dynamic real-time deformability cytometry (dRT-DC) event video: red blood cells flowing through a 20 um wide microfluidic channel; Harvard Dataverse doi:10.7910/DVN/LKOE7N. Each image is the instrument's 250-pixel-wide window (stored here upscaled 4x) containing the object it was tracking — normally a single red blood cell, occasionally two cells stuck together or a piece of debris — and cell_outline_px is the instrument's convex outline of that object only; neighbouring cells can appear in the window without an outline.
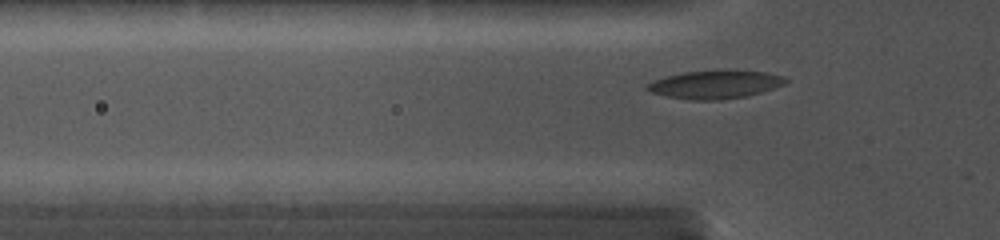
{"species": "common noctule bat (a hibernating species)", "species_latin": "Nyctalus noctula", "temperature_condition": "cold", "stored_images_in_passage": 50, "camera_frame_rate_fps": 5000, "um_per_image_px": 0.085, "animal": {"sex": "female", "body_mass_g": 19.0, "forearm_length_mm": 56.7}, "frame": {"image": 1, "passage_image": 4, "time_ms": 0.4, "image_size_px": [1000, 240], "cell_outline_px": [[788, 80], [784, 84], [772, 88], [744, 96], [712, 100], [696, 100], [668, 96], [652, 92], [644, 88], [648, 84], [664, 76], [684, 72], [720, 68], [736, 68], [768, 72], [784, 76]], "centroid_in_image_um": [60.82, 7.12], "position_along_channel_um": 65.0, "area_um2": 23.06}}
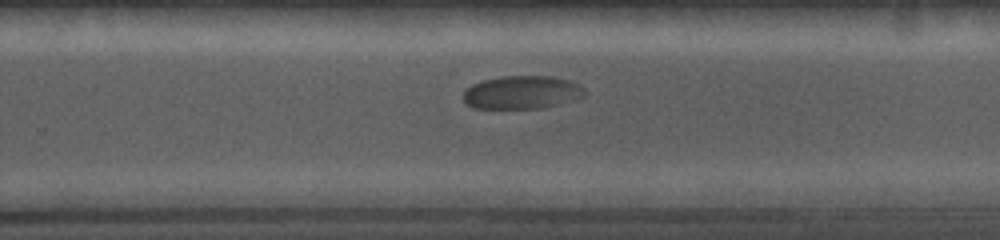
{"frame": {"image": 2, "passage_image": 32, "time_ms": 6.2, "image_size_px": [1000, 240], "cell_outline_px": [[584, 96], [556, 104], [540, 108], [472, 108], [464, 104], [464, 92], [472, 84], [484, 80], [504, 76], [548, 76], [568, 80], [584, 88]], "centroid_in_image_um": [44.3, 7.85], "position_along_channel_um": 285.5, "area_um2": 23.06}}
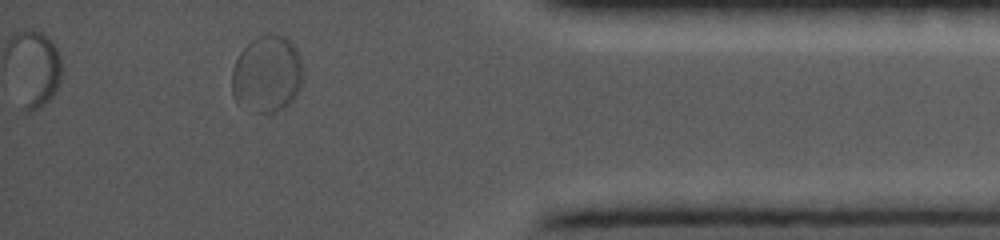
{"frame": {"image": 3, "passage_image": 46, "time_ms": 10.0, "image_size_px": [1000, 240], "cell_outline_px": [[300, 88], [296, 96], [284, 108], [276, 112], [252, 112], [236, 100], [232, 96], [232, 68], [240, 52], [256, 36], [268, 32], [272, 32], [284, 36], [296, 48], [300, 56]], "centroid_in_image_um": [22.67, 6.27], "position_along_channel_um": 412.5, "area_um2": 31.85}}